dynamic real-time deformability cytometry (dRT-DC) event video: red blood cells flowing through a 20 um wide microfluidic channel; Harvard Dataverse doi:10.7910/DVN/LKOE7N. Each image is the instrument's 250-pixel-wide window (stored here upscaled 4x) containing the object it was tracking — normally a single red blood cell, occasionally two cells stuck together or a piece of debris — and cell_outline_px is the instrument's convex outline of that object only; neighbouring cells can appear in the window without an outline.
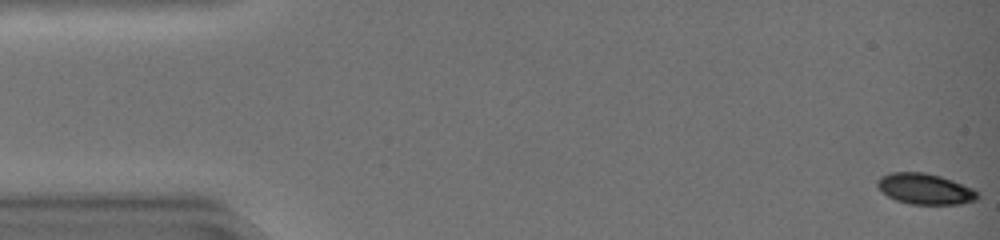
{"species": "common noctule bat (a hibernating species)", "species_latin": "Nyctalus noctula", "temperature_condition": "warm", "stored_images_in_passage": 45, "camera_frame_rate_fps": 3000, "um_per_image_px": 0.085, "animal": {"sex": "female", "body_mass_g": 19.0, "forearm_length_mm": 51.5}, "frame": {"image": 1, "passage_image": 1, "time_ms": 0.0, "image_size_px": [1000, 240], "cell_outline_px": [[980, 196], [976, 200], [960, 204], [912, 204], [896, 200], [888, 196], [876, 184], [876, 180], [880, 176], [892, 172], [924, 172], [940, 176], [952, 180], [972, 188], [980, 192]], "centroid_in_image_um": [78.65, 16.05], "position_along_channel_um": 6.4, "area_um2": 17.98}}
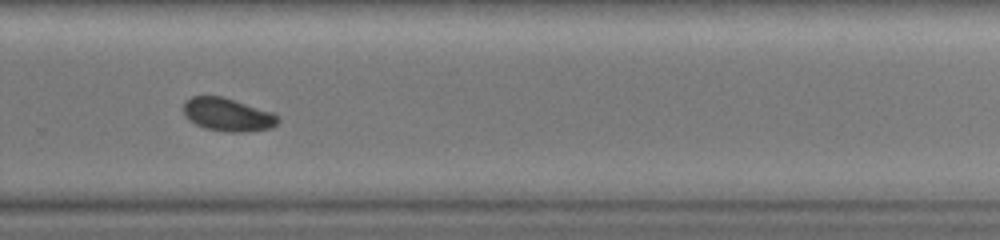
{"frame": {"image": 2, "passage_image": 32, "time_ms": 10.333, "image_size_px": [1000, 240], "cell_outline_px": [[280, 120], [272, 128], [248, 132], [232, 132], [208, 128], [196, 124], [184, 116], [184, 100], [192, 96], [220, 96], [272, 112], [280, 116]], "centroid_in_image_um": [19.37, 9.74], "position_along_channel_um": 310.4, "area_um2": 18.09}}
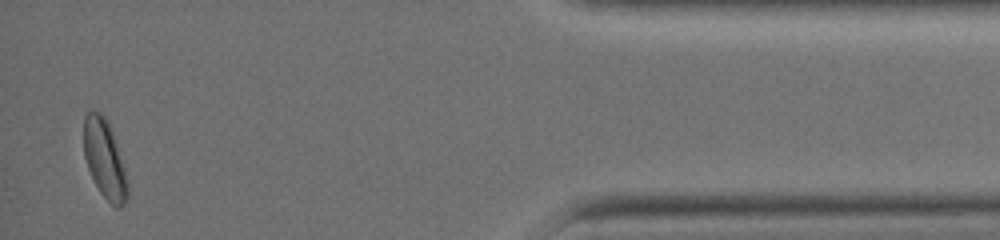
{"frame": {"image": 3, "passage_image": 44, "time_ms": 14.333, "image_size_px": [1000, 240], "cell_outline_px": [[128, 196], [124, 204], [120, 208], [116, 208], [100, 192], [88, 168], [84, 156], [84, 116], [88, 112], [100, 112], [104, 116], [112, 132], [128, 180]], "centroid_in_image_um": [8.9, 13.55], "position_along_channel_um": 426.3, "area_um2": 19.65}, "authors_computed_cell_mechanics": {"area_um2": 18.9584, "velocity_mm_per_s": 4.3101, "shape_relaxation_time_tau1_ms": 1.7406, "shape_relaxation_time_tau2_ms": null, "deformation_change_tau1": 0.0763, "deformation_change_tau2": null}}